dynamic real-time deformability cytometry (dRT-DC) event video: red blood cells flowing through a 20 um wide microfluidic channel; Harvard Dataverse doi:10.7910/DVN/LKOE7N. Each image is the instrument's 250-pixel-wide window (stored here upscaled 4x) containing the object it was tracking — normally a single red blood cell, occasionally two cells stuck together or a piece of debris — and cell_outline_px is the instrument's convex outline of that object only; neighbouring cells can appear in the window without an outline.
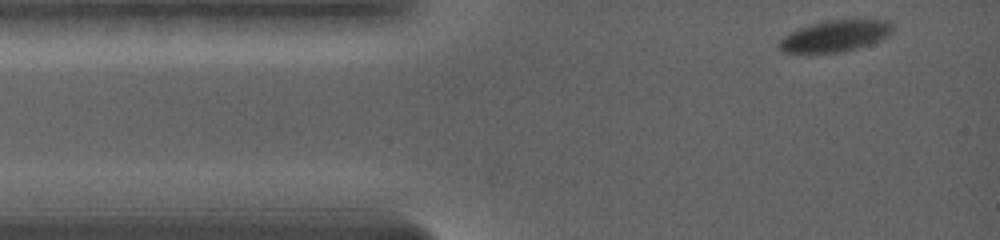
{"species": "common noctule bat (a hibernating species)", "species_latin": "Nyctalus noctula", "temperature_condition": "warm", "stored_images_in_passage": 65, "camera_frame_rate_fps": 5000, "um_per_image_px": 0.085, "animal": {"sex": "female", "body_mass_g": 19.0, "forearm_length_mm": 56.7}, "frame": {"image": 1, "passage_image": 1, "time_ms": 0.0, "image_size_px": [1000, 240], "cell_outline_px": [[892, 32], [876, 40], [852, 48], [836, 52], [784, 52], [780, 48], [780, 40], [784, 36], [800, 28], [824, 20], [888, 20], [892, 24]], "centroid_in_image_um": [70.96, 3.03], "position_along_channel_um": 14.0, "area_um2": 19.71}}
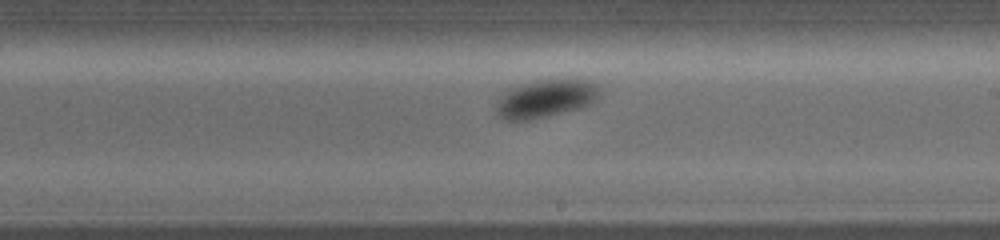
{"frame": {"image": 2, "passage_image": 37, "time_ms": 7.8, "image_size_px": [1000, 240], "cell_outline_px": [[600, 92], [596, 100], [580, 108], [528, 120], [500, 120], [496, 112], [496, 100], [500, 96], [512, 88], [524, 84], [540, 80], [584, 80], [596, 84]], "centroid_in_image_um": [46.33, 8.4], "position_along_channel_um": 242.7, "area_um2": 22.43}}
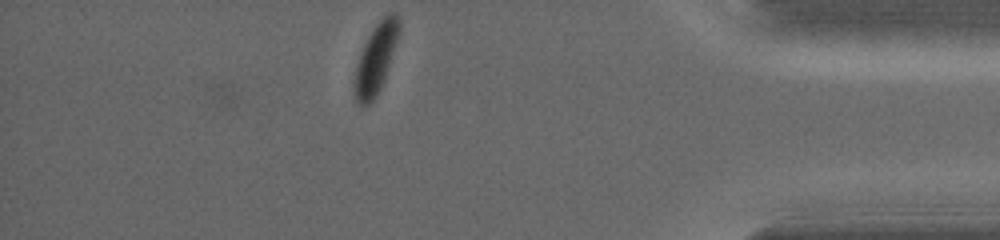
{"frame": {"image": 3, "passage_image": 65, "time_ms": 13.4, "image_size_px": [1000, 240], "cell_outline_px": [[400, 36], [384, 80], [376, 96], [368, 104], [360, 104], [356, 100], [352, 92], [356, 64], [360, 52], [368, 36], [376, 24], [388, 12], [396, 12], [400, 16]], "centroid_in_image_um": [31.96, 4.94], "position_along_channel_um": 403.2, "area_um2": 18.44}, "authors_computed_cell_mechanics": {"area_um2": 21.3282, "velocity_mm_per_s": 3.5562, "shape_relaxation_time_tau1_ms": 2.3169, "shape_relaxation_time_tau2_ms": null, "deformation_change_tau1": 0.0875, "deformation_change_tau2": null}}